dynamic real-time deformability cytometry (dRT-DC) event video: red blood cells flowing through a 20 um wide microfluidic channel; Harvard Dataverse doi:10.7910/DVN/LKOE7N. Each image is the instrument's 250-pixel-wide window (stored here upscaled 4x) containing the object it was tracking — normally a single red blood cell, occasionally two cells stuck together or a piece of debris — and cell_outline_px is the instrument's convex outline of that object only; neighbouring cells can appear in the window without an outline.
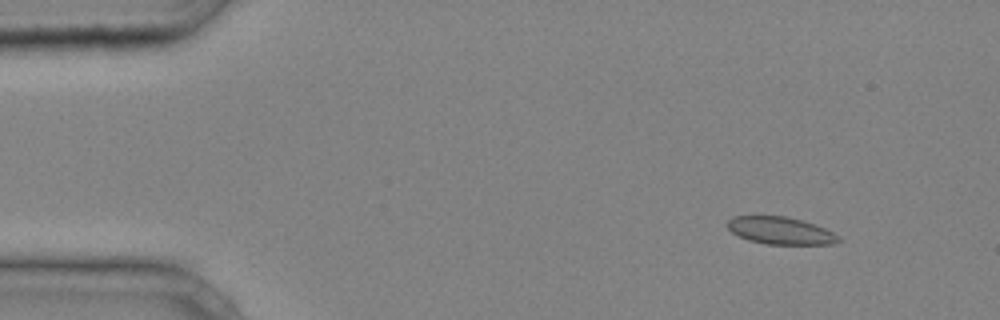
{"species": "common noctule bat (a hibernating species)", "species_latin": "Nyctalus noctula", "temperature_condition": "cold", "stored_images_in_passage": 41, "camera_frame_rate_fps": 3000, "um_per_image_px": 0.085, "animal": {"sex": "male", "body_mass_g": 20.4}, "frame": {"image": 1, "passage_image": 4, "time_ms": 1.0, "image_size_px": [1000, 320], "cell_outline_px": [[840, 240], [832, 244], [764, 244], [748, 240], [732, 232], [728, 228], [728, 220], [732, 216], [784, 216], [800, 220], [824, 228], [840, 236]], "centroid_in_image_um": [66.32, 19.61], "position_along_channel_um": 18.7, "area_um2": 17.46}}
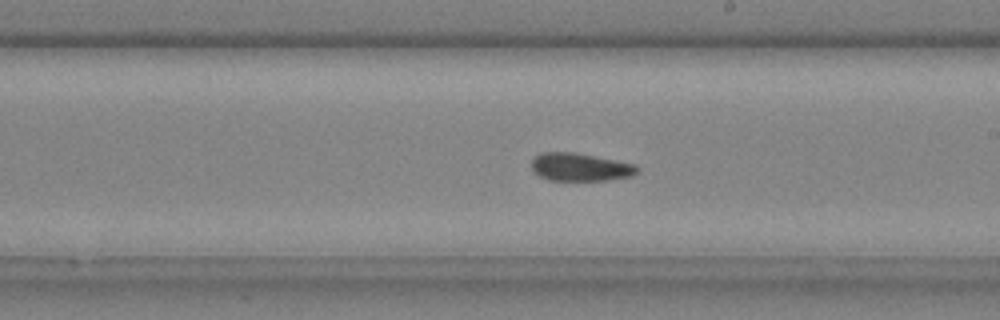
{"frame": {"image": 2, "passage_image": 24, "time_ms": 7.667, "image_size_px": [1000, 320], "cell_outline_px": [[640, 168], [632, 176], [604, 180], [548, 180], [540, 176], [532, 168], [532, 160], [540, 152], [576, 152], [636, 164]], "centroid_in_image_um": [49.33, 14.19], "position_along_channel_um": 239.7, "area_um2": 17.17}}
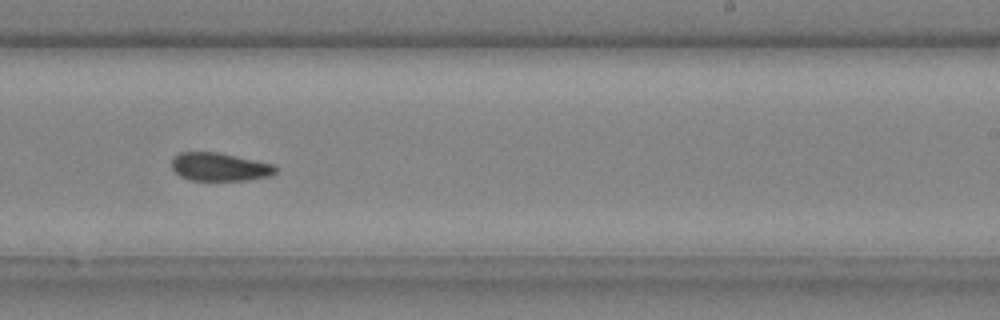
{"frame": {"image": 3, "passage_image": 26, "time_ms": 8.333, "image_size_px": [1000, 320], "cell_outline_px": [[280, 168], [272, 176], [248, 180], [192, 180], [180, 176], [172, 168], [172, 160], [180, 152], [216, 152], [276, 164]], "centroid_in_image_um": [18.75, 14.19], "position_along_channel_um": 270.3, "area_um2": 17.17}}